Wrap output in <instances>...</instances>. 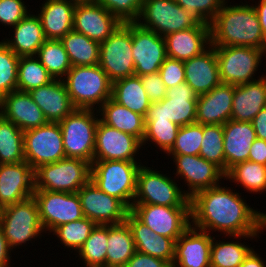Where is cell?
<instances>
[{
	"label": "cell",
	"mask_w": 266,
	"mask_h": 267,
	"mask_svg": "<svg viewBox=\"0 0 266 267\" xmlns=\"http://www.w3.org/2000/svg\"><path fill=\"white\" fill-rule=\"evenodd\" d=\"M222 183L197 192L191 199V225L208 233L259 235L266 230V213L249 206L241 193ZM223 233V234H222Z\"/></svg>",
	"instance_id": "cell-1"
},
{
	"label": "cell",
	"mask_w": 266,
	"mask_h": 267,
	"mask_svg": "<svg viewBox=\"0 0 266 267\" xmlns=\"http://www.w3.org/2000/svg\"><path fill=\"white\" fill-rule=\"evenodd\" d=\"M227 0L210 22V45L254 47L266 51V41L253 5H228Z\"/></svg>",
	"instance_id": "cell-2"
},
{
	"label": "cell",
	"mask_w": 266,
	"mask_h": 267,
	"mask_svg": "<svg viewBox=\"0 0 266 267\" xmlns=\"http://www.w3.org/2000/svg\"><path fill=\"white\" fill-rule=\"evenodd\" d=\"M62 80L76 109L97 110L111 98L112 82L99 65L72 66Z\"/></svg>",
	"instance_id": "cell-3"
},
{
	"label": "cell",
	"mask_w": 266,
	"mask_h": 267,
	"mask_svg": "<svg viewBox=\"0 0 266 267\" xmlns=\"http://www.w3.org/2000/svg\"><path fill=\"white\" fill-rule=\"evenodd\" d=\"M137 161H93L91 180L106 194L121 200L129 209L137 189V175L142 163Z\"/></svg>",
	"instance_id": "cell-4"
},
{
	"label": "cell",
	"mask_w": 266,
	"mask_h": 267,
	"mask_svg": "<svg viewBox=\"0 0 266 267\" xmlns=\"http://www.w3.org/2000/svg\"><path fill=\"white\" fill-rule=\"evenodd\" d=\"M98 118V110L75 109L58 122L66 158H79L92 164Z\"/></svg>",
	"instance_id": "cell-5"
},
{
	"label": "cell",
	"mask_w": 266,
	"mask_h": 267,
	"mask_svg": "<svg viewBox=\"0 0 266 267\" xmlns=\"http://www.w3.org/2000/svg\"><path fill=\"white\" fill-rule=\"evenodd\" d=\"M91 179V164L79 158H64L34 170L35 190L77 193Z\"/></svg>",
	"instance_id": "cell-6"
},
{
	"label": "cell",
	"mask_w": 266,
	"mask_h": 267,
	"mask_svg": "<svg viewBox=\"0 0 266 267\" xmlns=\"http://www.w3.org/2000/svg\"><path fill=\"white\" fill-rule=\"evenodd\" d=\"M157 170L142 164L137 175V189L133 204L191 207L190 198L177 184L179 181Z\"/></svg>",
	"instance_id": "cell-7"
},
{
	"label": "cell",
	"mask_w": 266,
	"mask_h": 267,
	"mask_svg": "<svg viewBox=\"0 0 266 267\" xmlns=\"http://www.w3.org/2000/svg\"><path fill=\"white\" fill-rule=\"evenodd\" d=\"M0 226L10 249L19 248L29 241L40 239L46 233L39 216L34 197L7 206L0 210Z\"/></svg>",
	"instance_id": "cell-8"
},
{
	"label": "cell",
	"mask_w": 266,
	"mask_h": 267,
	"mask_svg": "<svg viewBox=\"0 0 266 267\" xmlns=\"http://www.w3.org/2000/svg\"><path fill=\"white\" fill-rule=\"evenodd\" d=\"M143 20V21H142ZM144 29L162 37L197 27L201 21L178 5L175 0H145L135 21Z\"/></svg>",
	"instance_id": "cell-9"
},
{
	"label": "cell",
	"mask_w": 266,
	"mask_h": 267,
	"mask_svg": "<svg viewBox=\"0 0 266 267\" xmlns=\"http://www.w3.org/2000/svg\"><path fill=\"white\" fill-rule=\"evenodd\" d=\"M98 65L112 83L135 75L132 55V22L122 23L105 41L100 43Z\"/></svg>",
	"instance_id": "cell-10"
},
{
	"label": "cell",
	"mask_w": 266,
	"mask_h": 267,
	"mask_svg": "<svg viewBox=\"0 0 266 267\" xmlns=\"http://www.w3.org/2000/svg\"><path fill=\"white\" fill-rule=\"evenodd\" d=\"M219 64L220 80L223 84L241 85L257 80L266 51L254 47L214 46Z\"/></svg>",
	"instance_id": "cell-11"
},
{
	"label": "cell",
	"mask_w": 266,
	"mask_h": 267,
	"mask_svg": "<svg viewBox=\"0 0 266 267\" xmlns=\"http://www.w3.org/2000/svg\"><path fill=\"white\" fill-rule=\"evenodd\" d=\"M25 161L35 170L39 166L66 158L62 130L58 122L24 132Z\"/></svg>",
	"instance_id": "cell-12"
},
{
	"label": "cell",
	"mask_w": 266,
	"mask_h": 267,
	"mask_svg": "<svg viewBox=\"0 0 266 267\" xmlns=\"http://www.w3.org/2000/svg\"><path fill=\"white\" fill-rule=\"evenodd\" d=\"M41 224L48 235L58 226L84 218L78 193L34 190Z\"/></svg>",
	"instance_id": "cell-13"
},
{
	"label": "cell",
	"mask_w": 266,
	"mask_h": 267,
	"mask_svg": "<svg viewBox=\"0 0 266 267\" xmlns=\"http://www.w3.org/2000/svg\"><path fill=\"white\" fill-rule=\"evenodd\" d=\"M130 211L153 232L175 242L191 226V207L133 204Z\"/></svg>",
	"instance_id": "cell-14"
},
{
	"label": "cell",
	"mask_w": 266,
	"mask_h": 267,
	"mask_svg": "<svg viewBox=\"0 0 266 267\" xmlns=\"http://www.w3.org/2000/svg\"><path fill=\"white\" fill-rule=\"evenodd\" d=\"M198 95L186 83L167 89L166 97L151 103L146 120H170L181 126L196 123Z\"/></svg>",
	"instance_id": "cell-15"
},
{
	"label": "cell",
	"mask_w": 266,
	"mask_h": 267,
	"mask_svg": "<svg viewBox=\"0 0 266 267\" xmlns=\"http://www.w3.org/2000/svg\"><path fill=\"white\" fill-rule=\"evenodd\" d=\"M175 163L174 177L184 180V193L191 199L197 192L221 184L225 180V172L213 162L207 161L200 155H167ZM178 176V177H177Z\"/></svg>",
	"instance_id": "cell-16"
},
{
	"label": "cell",
	"mask_w": 266,
	"mask_h": 267,
	"mask_svg": "<svg viewBox=\"0 0 266 267\" xmlns=\"http://www.w3.org/2000/svg\"><path fill=\"white\" fill-rule=\"evenodd\" d=\"M77 193L84 217L102 225L125 222L130 209L121 200L101 191L91 179Z\"/></svg>",
	"instance_id": "cell-17"
},
{
	"label": "cell",
	"mask_w": 266,
	"mask_h": 267,
	"mask_svg": "<svg viewBox=\"0 0 266 267\" xmlns=\"http://www.w3.org/2000/svg\"><path fill=\"white\" fill-rule=\"evenodd\" d=\"M143 148L137 137L110 127L99 119L93 161H137V154Z\"/></svg>",
	"instance_id": "cell-18"
},
{
	"label": "cell",
	"mask_w": 266,
	"mask_h": 267,
	"mask_svg": "<svg viewBox=\"0 0 266 267\" xmlns=\"http://www.w3.org/2000/svg\"><path fill=\"white\" fill-rule=\"evenodd\" d=\"M132 55L136 76L159 72L167 58L164 37L132 22Z\"/></svg>",
	"instance_id": "cell-19"
},
{
	"label": "cell",
	"mask_w": 266,
	"mask_h": 267,
	"mask_svg": "<svg viewBox=\"0 0 266 267\" xmlns=\"http://www.w3.org/2000/svg\"><path fill=\"white\" fill-rule=\"evenodd\" d=\"M122 22L97 1L75 5L73 31L84 34L99 44L105 41Z\"/></svg>",
	"instance_id": "cell-20"
},
{
	"label": "cell",
	"mask_w": 266,
	"mask_h": 267,
	"mask_svg": "<svg viewBox=\"0 0 266 267\" xmlns=\"http://www.w3.org/2000/svg\"><path fill=\"white\" fill-rule=\"evenodd\" d=\"M34 170L26 162L0 164V210L34 194Z\"/></svg>",
	"instance_id": "cell-21"
},
{
	"label": "cell",
	"mask_w": 266,
	"mask_h": 267,
	"mask_svg": "<svg viewBox=\"0 0 266 267\" xmlns=\"http://www.w3.org/2000/svg\"><path fill=\"white\" fill-rule=\"evenodd\" d=\"M212 239L210 233L191 225L175 242L172 267H211Z\"/></svg>",
	"instance_id": "cell-22"
},
{
	"label": "cell",
	"mask_w": 266,
	"mask_h": 267,
	"mask_svg": "<svg viewBox=\"0 0 266 267\" xmlns=\"http://www.w3.org/2000/svg\"><path fill=\"white\" fill-rule=\"evenodd\" d=\"M0 115L23 132L48 123L29 92L12 91L0 99Z\"/></svg>",
	"instance_id": "cell-23"
},
{
	"label": "cell",
	"mask_w": 266,
	"mask_h": 267,
	"mask_svg": "<svg viewBox=\"0 0 266 267\" xmlns=\"http://www.w3.org/2000/svg\"><path fill=\"white\" fill-rule=\"evenodd\" d=\"M235 85L223 84L198 95L196 123L224 125L231 119Z\"/></svg>",
	"instance_id": "cell-24"
},
{
	"label": "cell",
	"mask_w": 266,
	"mask_h": 267,
	"mask_svg": "<svg viewBox=\"0 0 266 267\" xmlns=\"http://www.w3.org/2000/svg\"><path fill=\"white\" fill-rule=\"evenodd\" d=\"M185 82L197 95L210 92L220 85L219 64L214 46L184 61Z\"/></svg>",
	"instance_id": "cell-25"
},
{
	"label": "cell",
	"mask_w": 266,
	"mask_h": 267,
	"mask_svg": "<svg viewBox=\"0 0 266 267\" xmlns=\"http://www.w3.org/2000/svg\"><path fill=\"white\" fill-rule=\"evenodd\" d=\"M29 94L48 122H60L76 109L62 79H53L48 84L29 91Z\"/></svg>",
	"instance_id": "cell-26"
},
{
	"label": "cell",
	"mask_w": 266,
	"mask_h": 267,
	"mask_svg": "<svg viewBox=\"0 0 266 267\" xmlns=\"http://www.w3.org/2000/svg\"><path fill=\"white\" fill-rule=\"evenodd\" d=\"M164 40L167 57L185 61L200 55L210 46V26L201 22L195 28L168 34Z\"/></svg>",
	"instance_id": "cell-27"
},
{
	"label": "cell",
	"mask_w": 266,
	"mask_h": 267,
	"mask_svg": "<svg viewBox=\"0 0 266 267\" xmlns=\"http://www.w3.org/2000/svg\"><path fill=\"white\" fill-rule=\"evenodd\" d=\"M125 222L131 230L136 251L173 264L175 258V241L173 239L153 232L131 211H129Z\"/></svg>",
	"instance_id": "cell-28"
},
{
	"label": "cell",
	"mask_w": 266,
	"mask_h": 267,
	"mask_svg": "<svg viewBox=\"0 0 266 267\" xmlns=\"http://www.w3.org/2000/svg\"><path fill=\"white\" fill-rule=\"evenodd\" d=\"M266 107V75L257 80L236 85L232 103L231 120L252 122L254 117Z\"/></svg>",
	"instance_id": "cell-29"
},
{
	"label": "cell",
	"mask_w": 266,
	"mask_h": 267,
	"mask_svg": "<svg viewBox=\"0 0 266 267\" xmlns=\"http://www.w3.org/2000/svg\"><path fill=\"white\" fill-rule=\"evenodd\" d=\"M256 139L252 122L229 120L223 125L225 173L235 164L248 160L249 149Z\"/></svg>",
	"instance_id": "cell-30"
},
{
	"label": "cell",
	"mask_w": 266,
	"mask_h": 267,
	"mask_svg": "<svg viewBox=\"0 0 266 267\" xmlns=\"http://www.w3.org/2000/svg\"><path fill=\"white\" fill-rule=\"evenodd\" d=\"M39 16L46 40H61L73 30L75 4L67 0H45Z\"/></svg>",
	"instance_id": "cell-31"
},
{
	"label": "cell",
	"mask_w": 266,
	"mask_h": 267,
	"mask_svg": "<svg viewBox=\"0 0 266 267\" xmlns=\"http://www.w3.org/2000/svg\"><path fill=\"white\" fill-rule=\"evenodd\" d=\"M29 12L12 28L11 39L2 41L19 57L34 56L46 41L39 16Z\"/></svg>",
	"instance_id": "cell-32"
},
{
	"label": "cell",
	"mask_w": 266,
	"mask_h": 267,
	"mask_svg": "<svg viewBox=\"0 0 266 267\" xmlns=\"http://www.w3.org/2000/svg\"><path fill=\"white\" fill-rule=\"evenodd\" d=\"M97 110L100 117L99 119L103 123L137 137L142 142L145 135L146 123L144 116L117 104L111 98Z\"/></svg>",
	"instance_id": "cell-33"
},
{
	"label": "cell",
	"mask_w": 266,
	"mask_h": 267,
	"mask_svg": "<svg viewBox=\"0 0 266 267\" xmlns=\"http://www.w3.org/2000/svg\"><path fill=\"white\" fill-rule=\"evenodd\" d=\"M111 99L146 118L151 102L139 76H130L112 83Z\"/></svg>",
	"instance_id": "cell-34"
},
{
	"label": "cell",
	"mask_w": 266,
	"mask_h": 267,
	"mask_svg": "<svg viewBox=\"0 0 266 267\" xmlns=\"http://www.w3.org/2000/svg\"><path fill=\"white\" fill-rule=\"evenodd\" d=\"M260 235H227L228 239H237L236 241H222L216 240V237L213 236L212 244H211V253H210V262L211 267H239L245 257L249 254V252L253 249L250 245H247L245 242L241 243L239 240L242 239H250ZM239 238V239H238ZM224 240V241H223ZM246 244V245H245Z\"/></svg>",
	"instance_id": "cell-35"
},
{
	"label": "cell",
	"mask_w": 266,
	"mask_h": 267,
	"mask_svg": "<svg viewBox=\"0 0 266 267\" xmlns=\"http://www.w3.org/2000/svg\"><path fill=\"white\" fill-rule=\"evenodd\" d=\"M135 252V242L128 224L108 225L106 267H125Z\"/></svg>",
	"instance_id": "cell-36"
},
{
	"label": "cell",
	"mask_w": 266,
	"mask_h": 267,
	"mask_svg": "<svg viewBox=\"0 0 266 267\" xmlns=\"http://www.w3.org/2000/svg\"><path fill=\"white\" fill-rule=\"evenodd\" d=\"M72 66L98 65L100 44L84 34L68 32L61 40Z\"/></svg>",
	"instance_id": "cell-37"
},
{
	"label": "cell",
	"mask_w": 266,
	"mask_h": 267,
	"mask_svg": "<svg viewBox=\"0 0 266 267\" xmlns=\"http://www.w3.org/2000/svg\"><path fill=\"white\" fill-rule=\"evenodd\" d=\"M225 179L249 193L266 192V166L263 164L249 160L237 163L225 173Z\"/></svg>",
	"instance_id": "cell-38"
},
{
	"label": "cell",
	"mask_w": 266,
	"mask_h": 267,
	"mask_svg": "<svg viewBox=\"0 0 266 267\" xmlns=\"http://www.w3.org/2000/svg\"><path fill=\"white\" fill-rule=\"evenodd\" d=\"M25 161L24 132L0 115V164Z\"/></svg>",
	"instance_id": "cell-39"
},
{
	"label": "cell",
	"mask_w": 266,
	"mask_h": 267,
	"mask_svg": "<svg viewBox=\"0 0 266 267\" xmlns=\"http://www.w3.org/2000/svg\"><path fill=\"white\" fill-rule=\"evenodd\" d=\"M108 225L97 224L84 245L75 253L84 267H106Z\"/></svg>",
	"instance_id": "cell-40"
},
{
	"label": "cell",
	"mask_w": 266,
	"mask_h": 267,
	"mask_svg": "<svg viewBox=\"0 0 266 267\" xmlns=\"http://www.w3.org/2000/svg\"><path fill=\"white\" fill-rule=\"evenodd\" d=\"M35 56L53 79H63L72 67L60 40H46Z\"/></svg>",
	"instance_id": "cell-41"
},
{
	"label": "cell",
	"mask_w": 266,
	"mask_h": 267,
	"mask_svg": "<svg viewBox=\"0 0 266 267\" xmlns=\"http://www.w3.org/2000/svg\"><path fill=\"white\" fill-rule=\"evenodd\" d=\"M53 80L47 69L34 56H23L18 61L17 90L29 92Z\"/></svg>",
	"instance_id": "cell-42"
},
{
	"label": "cell",
	"mask_w": 266,
	"mask_h": 267,
	"mask_svg": "<svg viewBox=\"0 0 266 267\" xmlns=\"http://www.w3.org/2000/svg\"><path fill=\"white\" fill-rule=\"evenodd\" d=\"M97 224L84 217L82 219L72 221L56 227L51 233L56 235L60 244L64 245V249L74 250L77 252L85 243V240L90 236L92 230ZM69 248V249H68Z\"/></svg>",
	"instance_id": "cell-43"
},
{
	"label": "cell",
	"mask_w": 266,
	"mask_h": 267,
	"mask_svg": "<svg viewBox=\"0 0 266 267\" xmlns=\"http://www.w3.org/2000/svg\"><path fill=\"white\" fill-rule=\"evenodd\" d=\"M179 129L180 126L170 120H146L142 146L154 143V147L167 153L172 148Z\"/></svg>",
	"instance_id": "cell-44"
},
{
	"label": "cell",
	"mask_w": 266,
	"mask_h": 267,
	"mask_svg": "<svg viewBox=\"0 0 266 267\" xmlns=\"http://www.w3.org/2000/svg\"><path fill=\"white\" fill-rule=\"evenodd\" d=\"M199 155L213 162L225 172L223 125H203V137Z\"/></svg>",
	"instance_id": "cell-45"
},
{
	"label": "cell",
	"mask_w": 266,
	"mask_h": 267,
	"mask_svg": "<svg viewBox=\"0 0 266 267\" xmlns=\"http://www.w3.org/2000/svg\"><path fill=\"white\" fill-rule=\"evenodd\" d=\"M203 137V125L193 123L181 126L167 155H199Z\"/></svg>",
	"instance_id": "cell-46"
},
{
	"label": "cell",
	"mask_w": 266,
	"mask_h": 267,
	"mask_svg": "<svg viewBox=\"0 0 266 267\" xmlns=\"http://www.w3.org/2000/svg\"><path fill=\"white\" fill-rule=\"evenodd\" d=\"M19 58L3 41L0 42V99L17 90Z\"/></svg>",
	"instance_id": "cell-47"
},
{
	"label": "cell",
	"mask_w": 266,
	"mask_h": 267,
	"mask_svg": "<svg viewBox=\"0 0 266 267\" xmlns=\"http://www.w3.org/2000/svg\"><path fill=\"white\" fill-rule=\"evenodd\" d=\"M122 23L135 22L139 18L145 0H96Z\"/></svg>",
	"instance_id": "cell-48"
},
{
	"label": "cell",
	"mask_w": 266,
	"mask_h": 267,
	"mask_svg": "<svg viewBox=\"0 0 266 267\" xmlns=\"http://www.w3.org/2000/svg\"><path fill=\"white\" fill-rule=\"evenodd\" d=\"M227 0H175L202 23L210 24Z\"/></svg>",
	"instance_id": "cell-49"
},
{
	"label": "cell",
	"mask_w": 266,
	"mask_h": 267,
	"mask_svg": "<svg viewBox=\"0 0 266 267\" xmlns=\"http://www.w3.org/2000/svg\"><path fill=\"white\" fill-rule=\"evenodd\" d=\"M28 7L23 0H0V23L15 26L30 12Z\"/></svg>",
	"instance_id": "cell-50"
},
{
	"label": "cell",
	"mask_w": 266,
	"mask_h": 267,
	"mask_svg": "<svg viewBox=\"0 0 266 267\" xmlns=\"http://www.w3.org/2000/svg\"><path fill=\"white\" fill-rule=\"evenodd\" d=\"M166 88L185 82L184 61L167 57L159 69Z\"/></svg>",
	"instance_id": "cell-51"
},
{
	"label": "cell",
	"mask_w": 266,
	"mask_h": 267,
	"mask_svg": "<svg viewBox=\"0 0 266 267\" xmlns=\"http://www.w3.org/2000/svg\"><path fill=\"white\" fill-rule=\"evenodd\" d=\"M143 88L151 103H157L166 97L167 88L159 72L139 76Z\"/></svg>",
	"instance_id": "cell-52"
},
{
	"label": "cell",
	"mask_w": 266,
	"mask_h": 267,
	"mask_svg": "<svg viewBox=\"0 0 266 267\" xmlns=\"http://www.w3.org/2000/svg\"><path fill=\"white\" fill-rule=\"evenodd\" d=\"M125 267H172V265L165 260L136 251Z\"/></svg>",
	"instance_id": "cell-53"
},
{
	"label": "cell",
	"mask_w": 266,
	"mask_h": 267,
	"mask_svg": "<svg viewBox=\"0 0 266 267\" xmlns=\"http://www.w3.org/2000/svg\"><path fill=\"white\" fill-rule=\"evenodd\" d=\"M248 160L266 166V141L256 138L249 149Z\"/></svg>",
	"instance_id": "cell-54"
},
{
	"label": "cell",
	"mask_w": 266,
	"mask_h": 267,
	"mask_svg": "<svg viewBox=\"0 0 266 267\" xmlns=\"http://www.w3.org/2000/svg\"><path fill=\"white\" fill-rule=\"evenodd\" d=\"M256 138L266 141V107H264L252 120Z\"/></svg>",
	"instance_id": "cell-55"
},
{
	"label": "cell",
	"mask_w": 266,
	"mask_h": 267,
	"mask_svg": "<svg viewBox=\"0 0 266 267\" xmlns=\"http://www.w3.org/2000/svg\"><path fill=\"white\" fill-rule=\"evenodd\" d=\"M11 252L7 240L4 236L2 227L0 226V267H11Z\"/></svg>",
	"instance_id": "cell-56"
},
{
	"label": "cell",
	"mask_w": 266,
	"mask_h": 267,
	"mask_svg": "<svg viewBox=\"0 0 266 267\" xmlns=\"http://www.w3.org/2000/svg\"><path fill=\"white\" fill-rule=\"evenodd\" d=\"M252 249L239 267H266V261Z\"/></svg>",
	"instance_id": "cell-57"
},
{
	"label": "cell",
	"mask_w": 266,
	"mask_h": 267,
	"mask_svg": "<svg viewBox=\"0 0 266 267\" xmlns=\"http://www.w3.org/2000/svg\"><path fill=\"white\" fill-rule=\"evenodd\" d=\"M254 2L255 5L254 4L252 5L257 13L259 23L263 32V37L265 38L266 41V0H259L258 2L257 1Z\"/></svg>",
	"instance_id": "cell-58"
},
{
	"label": "cell",
	"mask_w": 266,
	"mask_h": 267,
	"mask_svg": "<svg viewBox=\"0 0 266 267\" xmlns=\"http://www.w3.org/2000/svg\"><path fill=\"white\" fill-rule=\"evenodd\" d=\"M75 5L77 4H88V3H93L96 2V0H67Z\"/></svg>",
	"instance_id": "cell-59"
}]
</instances>
